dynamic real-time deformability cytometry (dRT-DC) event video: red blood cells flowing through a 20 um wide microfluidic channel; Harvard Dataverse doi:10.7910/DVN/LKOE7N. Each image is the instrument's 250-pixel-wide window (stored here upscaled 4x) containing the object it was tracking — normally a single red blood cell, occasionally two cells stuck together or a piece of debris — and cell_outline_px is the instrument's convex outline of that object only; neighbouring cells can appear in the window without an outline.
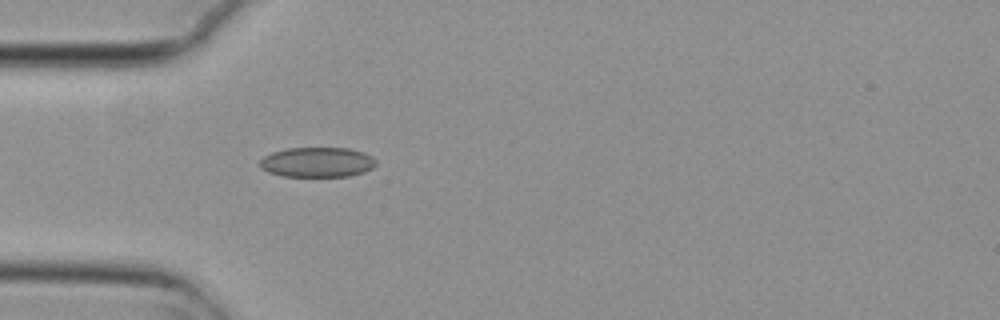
{"species": "common noctule bat (a hibernating species)", "species_latin": "Nyctalus noctula", "temperature_condition": "cold", "stored_images_in_passage": 3, "camera_frame_rate_fps": 3000, "um_per_image_px": 0.085, "animal": {"sex": "female", "body_mass_g": 29.2, "forearm_length_mm": 56.3}, "frame": {"image": 1, "passage_image": 3, "time_ms": 0.667, "image_size_px": [1000, 320], "cell_outline_px": [[376, 164], [372, 168], [364, 172], [348, 176], [284, 176], [268, 172], [260, 168], [260, 160], [264, 156], [272, 152], [288, 148], [348, 148], [364, 152], [372, 156], [376, 160]], "centroid_in_image_um": [26.97, 13.78], "position_along_channel_um": 58.0, "area_um2": 20.29}}